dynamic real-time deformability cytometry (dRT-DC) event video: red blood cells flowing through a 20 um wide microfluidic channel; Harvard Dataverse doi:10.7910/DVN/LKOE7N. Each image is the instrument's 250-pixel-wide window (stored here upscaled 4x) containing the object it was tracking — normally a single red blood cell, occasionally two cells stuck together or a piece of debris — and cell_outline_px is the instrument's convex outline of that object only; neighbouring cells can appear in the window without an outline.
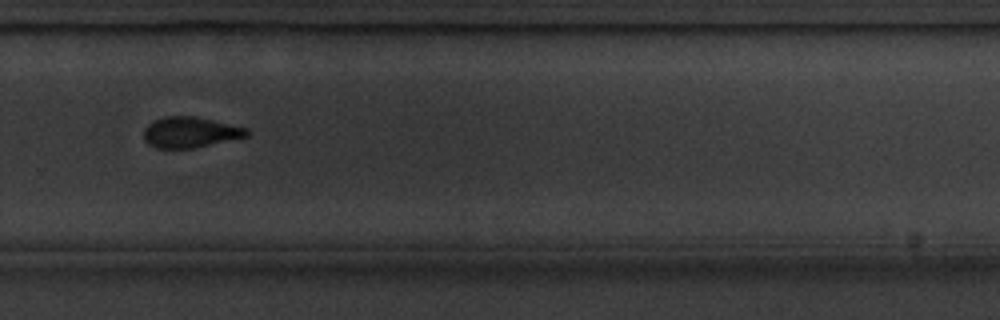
{"species": "common noctule bat (a hibernating species)", "species_latin": "Nyctalus noctula", "temperature_condition": "cold", "stored_images_in_passage": 13, "camera_frame_rate_fps": 3000, "um_per_image_px": 0.085, "animal": {"sex": "male", "body_mass_g": 20.1, "forearm_length_mm": 53.5}, "frame": {"image": 1, "passage_image": 10, "time_ms": 11.333, "image_size_px": [1000, 320], "cell_outline_px": [[248, 136], [192, 148], [156, 148], [148, 144], [144, 140], [144, 128], [152, 120], [164, 116], [196, 116], [248, 128]], "centroid_in_image_um": [16.13, 11.23], "position_along_channel_um": 313.7, "area_um2": 18.44}}